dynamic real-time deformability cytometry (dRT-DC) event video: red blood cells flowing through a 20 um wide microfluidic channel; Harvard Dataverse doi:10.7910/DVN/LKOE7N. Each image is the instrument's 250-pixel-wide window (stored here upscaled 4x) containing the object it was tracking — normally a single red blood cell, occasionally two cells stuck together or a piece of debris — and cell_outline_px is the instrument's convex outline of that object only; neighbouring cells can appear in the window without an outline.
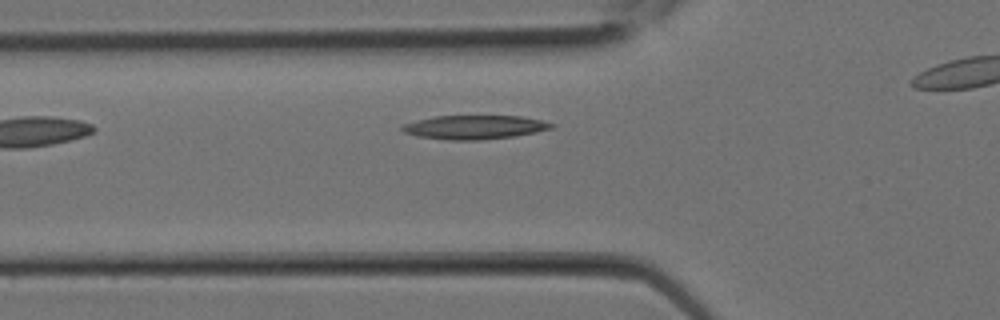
{"species": "Egyptian fruit bat (a non-hibernating species)", "species_latin": "Rousettus aegyptiacus", "temperature_condition": "room temperature", "stored_images_in_passage": 6, "camera_frame_rate_fps": 3000, "um_per_image_px": 0.085, "animal": {"sex": "female"}, "frame": {"image": 1, "passage_image": 6, "time_ms": 1.667, "image_size_px": [1000, 320], "cell_outline_px": [[556, 124], [552, 128], [536, 132], [512, 136], [480, 140], [448, 140], [420, 136], [404, 132], [400, 128], [404, 124], [416, 120], [432, 116], [520, 116], [540, 120]], "centroid_in_image_um": [40.32, 10.8], "position_along_channel_um": 85.5, "area_um2": 20.58}}